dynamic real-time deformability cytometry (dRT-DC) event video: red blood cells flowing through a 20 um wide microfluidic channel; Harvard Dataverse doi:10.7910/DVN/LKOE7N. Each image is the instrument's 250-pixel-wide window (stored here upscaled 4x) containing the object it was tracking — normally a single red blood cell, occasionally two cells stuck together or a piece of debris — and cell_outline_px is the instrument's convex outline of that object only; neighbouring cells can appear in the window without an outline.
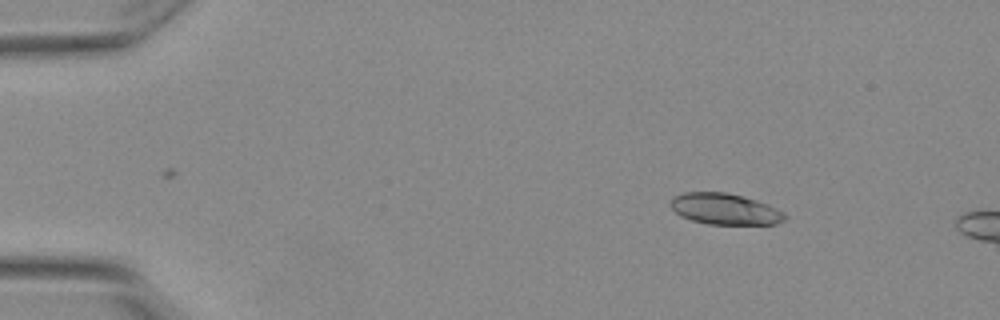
{"species": "Egyptian fruit bat (a non-hibernating species)", "species_latin": "Rousettus aegyptiacus", "temperature_condition": "warm", "stored_images_in_passage": 2, "camera_frame_rate_fps": 3000, "um_per_image_px": 0.085, "animal": {"sex": "female"}, "frame": {"image": 1, "passage_image": 1, "time_ms": 0.0, "image_size_px": [1000, 320], "cell_outline_px": [[788, 216], [784, 220], [776, 224], [708, 224], [692, 220], [680, 216], [672, 208], [672, 200], [676, 196], [684, 192], [724, 192], [756, 200], [768, 204], [784, 212]], "centroid_in_image_um": [61.65, 17.77], "position_along_channel_um": 23.3, "area_um2": 20.52}}